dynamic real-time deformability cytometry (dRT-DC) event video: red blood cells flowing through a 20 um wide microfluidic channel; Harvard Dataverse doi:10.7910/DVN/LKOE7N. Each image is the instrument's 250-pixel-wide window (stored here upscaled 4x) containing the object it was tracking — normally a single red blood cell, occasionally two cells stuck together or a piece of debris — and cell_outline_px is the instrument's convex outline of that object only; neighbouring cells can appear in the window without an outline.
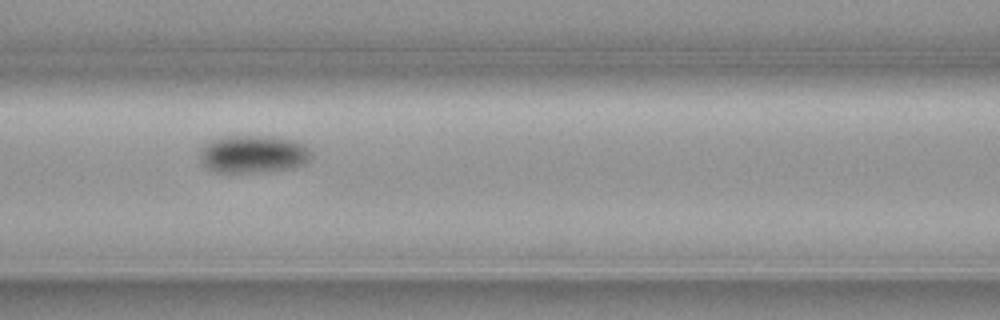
{"species": "common noctule bat (a hibernating species)", "species_latin": "Nyctalus noctula", "temperature_condition": "cold", "stored_images_in_passage": 9, "camera_frame_rate_fps": 3000, "um_per_image_px": 0.085, "animal": {"sex": "female", "body_mass_g": 19.3, "forearm_length_mm": 54.1}, "frame": {"image": 1, "passage_image": 7, "time_ms": 2.0, "image_size_px": [1000, 320], "cell_outline_px": [[312, 160], [304, 164], [292, 168], [256, 172], [216, 172], [208, 168], [200, 160], [200, 148], [212, 140], [224, 136], [272, 136], [296, 140], [304, 144], [312, 152]], "centroid_in_image_um": [21.57, 13.09], "position_along_channel_um": 145.0, "area_um2": 24.68}}